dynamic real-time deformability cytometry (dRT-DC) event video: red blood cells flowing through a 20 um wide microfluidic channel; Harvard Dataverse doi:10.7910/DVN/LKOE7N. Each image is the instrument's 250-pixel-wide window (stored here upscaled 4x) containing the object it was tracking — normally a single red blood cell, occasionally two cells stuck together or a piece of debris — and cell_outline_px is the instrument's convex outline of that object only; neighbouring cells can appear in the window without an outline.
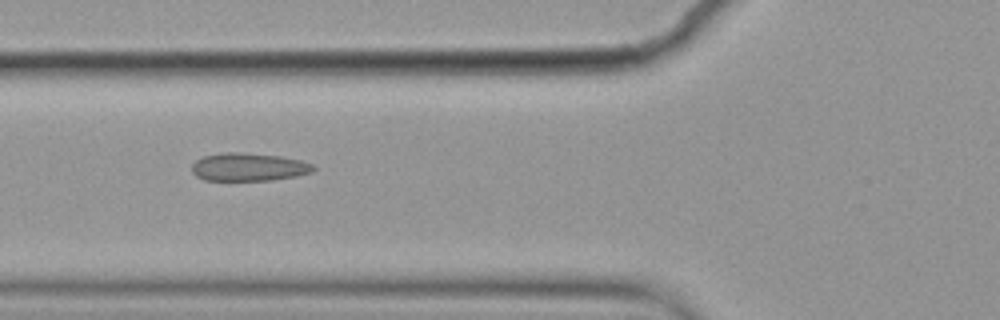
{"species": "common noctule bat (a hibernating species)", "species_latin": "Nyctalus noctula", "temperature_condition": "cold", "stored_images_in_passage": 7, "camera_frame_rate_fps": 3000, "um_per_image_px": 0.085, "animal": {"sex": "female", "body_mass_g": 19.9}, "frame": {"image": 1, "passage_image": 6, "time_ms": 1.667, "image_size_px": [1000, 320], "cell_outline_px": [[316, 168], [312, 172], [296, 176], [272, 180], [204, 180], [196, 176], [192, 172], [192, 164], [196, 160], [204, 156], [224, 152], [236, 152], [280, 156], [300, 160], [312, 164]], "centroid_in_image_um": [21.13, 14.2], "position_along_channel_um": 104.7, "area_um2": 19.77}}
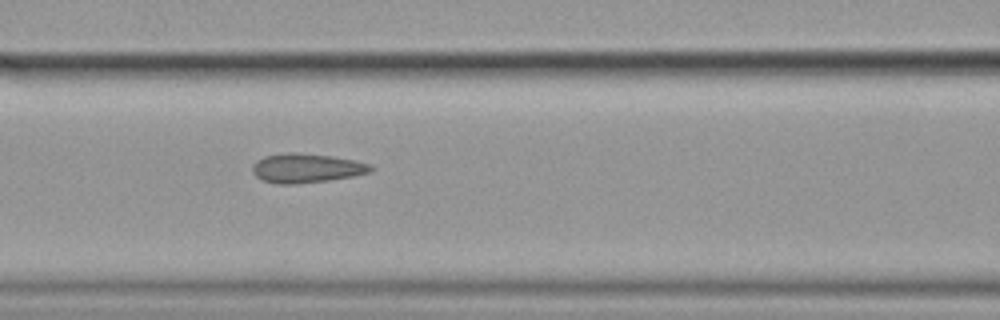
{"frame": {"image": 2, "passage_image": 7, "time_ms": 2.0, "image_size_px": [1000, 320], "cell_outline_px": [[372, 168], [368, 172], [352, 176], [328, 180], [296, 184], [280, 184], [264, 180], [256, 176], [252, 172], [252, 164], [256, 160], [264, 156], [288, 152], [296, 152], [332, 156], [356, 160], [368, 164]], "centroid_in_image_um": [25.99, 14.28], "position_along_channel_um": 140.6, "area_um2": 20.0}}